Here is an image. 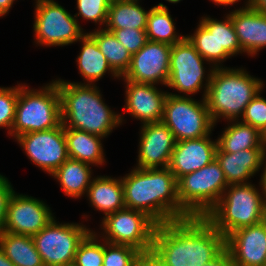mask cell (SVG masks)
Instances as JSON below:
<instances>
[{
	"instance_id": "7",
	"label": "cell",
	"mask_w": 266,
	"mask_h": 266,
	"mask_svg": "<svg viewBox=\"0 0 266 266\" xmlns=\"http://www.w3.org/2000/svg\"><path fill=\"white\" fill-rule=\"evenodd\" d=\"M227 187L223 170L215 158L205 167L177 180L180 206L192 217H205Z\"/></svg>"
},
{
	"instance_id": "3",
	"label": "cell",
	"mask_w": 266,
	"mask_h": 266,
	"mask_svg": "<svg viewBox=\"0 0 266 266\" xmlns=\"http://www.w3.org/2000/svg\"><path fill=\"white\" fill-rule=\"evenodd\" d=\"M55 82L60 93L64 127L104 138L123 122L124 117L104 103L95 84H78L61 79Z\"/></svg>"
},
{
	"instance_id": "48",
	"label": "cell",
	"mask_w": 266,
	"mask_h": 266,
	"mask_svg": "<svg viewBox=\"0 0 266 266\" xmlns=\"http://www.w3.org/2000/svg\"><path fill=\"white\" fill-rule=\"evenodd\" d=\"M166 1H168V2H170V3H178V2H180L181 0H166Z\"/></svg>"
},
{
	"instance_id": "27",
	"label": "cell",
	"mask_w": 266,
	"mask_h": 266,
	"mask_svg": "<svg viewBox=\"0 0 266 266\" xmlns=\"http://www.w3.org/2000/svg\"><path fill=\"white\" fill-rule=\"evenodd\" d=\"M0 248L15 266H44L32 236L3 232Z\"/></svg>"
},
{
	"instance_id": "25",
	"label": "cell",
	"mask_w": 266,
	"mask_h": 266,
	"mask_svg": "<svg viewBox=\"0 0 266 266\" xmlns=\"http://www.w3.org/2000/svg\"><path fill=\"white\" fill-rule=\"evenodd\" d=\"M149 12L139 0H111L104 29H146Z\"/></svg>"
},
{
	"instance_id": "2",
	"label": "cell",
	"mask_w": 266,
	"mask_h": 266,
	"mask_svg": "<svg viewBox=\"0 0 266 266\" xmlns=\"http://www.w3.org/2000/svg\"><path fill=\"white\" fill-rule=\"evenodd\" d=\"M121 180L125 207L145 213L157 225L191 217L180 206L177 180L168 167H135Z\"/></svg>"
},
{
	"instance_id": "9",
	"label": "cell",
	"mask_w": 266,
	"mask_h": 266,
	"mask_svg": "<svg viewBox=\"0 0 266 266\" xmlns=\"http://www.w3.org/2000/svg\"><path fill=\"white\" fill-rule=\"evenodd\" d=\"M91 231L84 225L60 224L53 218L32 238L44 266H72L79 244Z\"/></svg>"
},
{
	"instance_id": "1",
	"label": "cell",
	"mask_w": 266,
	"mask_h": 266,
	"mask_svg": "<svg viewBox=\"0 0 266 266\" xmlns=\"http://www.w3.org/2000/svg\"><path fill=\"white\" fill-rule=\"evenodd\" d=\"M225 249V237L205 217L156 226L152 252L167 266H203Z\"/></svg>"
},
{
	"instance_id": "42",
	"label": "cell",
	"mask_w": 266,
	"mask_h": 266,
	"mask_svg": "<svg viewBox=\"0 0 266 266\" xmlns=\"http://www.w3.org/2000/svg\"><path fill=\"white\" fill-rule=\"evenodd\" d=\"M246 6L261 14H266V0H248Z\"/></svg>"
},
{
	"instance_id": "46",
	"label": "cell",
	"mask_w": 266,
	"mask_h": 266,
	"mask_svg": "<svg viewBox=\"0 0 266 266\" xmlns=\"http://www.w3.org/2000/svg\"><path fill=\"white\" fill-rule=\"evenodd\" d=\"M261 134V145L266 154V126L260 131Z\"/></svg>"
},
{
	"instance_id": "44",
	"label": "cell",
	"mask_w": 266,
	"mask_h": 266,
	"mask_svg": "<svg viewBox=\"0 0 266 266\" xmlns=\"http://www.w3.org/2000/svg\"><path fill=\"white\" fill-rule=\"evenodd\" d=\"M15 0H0V17L6 15Z\"/></svg>"
},
{
	"instance_id": "8",
	"label": "cell",
	"mask_w": 266,
	"mask_h": 266,
	"mask_svg": "<svg viewBox=\"0 0 266 266\" xmlns=\"http://www.w3.org/2000/svg\"><path fill=\"white\" fill-rule=\"evenodd\" d=\"M161 121L170 129L176 142L211 135L215 126L205 98L199 102L175 93H168Z\"/></svg>"
},
{
	"instance_id": "31",
	"label": "cell",
	"mask_w": 266,
	"mask_h": 266,
	"mask_svg": "<svg viewBox=\"0 0 266 266\" xmlns=\"http://www.w3.org/2000/svg\"><path fill=\"white\" fill-rule=\"evenodd\" d=\"M193 35L185 37L205 61L217 68L216 19L202 17ZM211 62V63H210Z\"/></svg>"
},
{
	"instance_id": "5",
	"label": "cell",
	"mask_w": 266,
	"mask_h": 266,
	"mask_svg": "<svg viewBox=\"0 0 266 266\" xmlns=\"http://www.w3.org/2000/svg\"><path fill=\"white\" fill-rule=\"evenodd\" d=\"M258 188L247 184L229 185L205 218L225 238L235 230L266 219V207Z\"/></svg>"
},
{
	"instance_id": "41",
	"label": "cell",
	"mask_w": 266,
	"mask_h": 266,
	"mask_svg": "<svg viewBox=\"0 0 266 266\" xmlns=\"http://www.w3.org/2000/svg\"><path fill=\"white\" fill-rule=\"evenodd\" d=\"M138 266H167L152 251L142 254Z\"/></svg>"
},
{
	"instance_id": "35",
	"label": "cell",
	"mask_w": 266,
	"mask_h": 266,
	"mask_svg": "<svg viewBox=\"0 0 266 266\" xmlns=\"http://www.w3.org/2000/svg\"><path fill=\"white\" fill-rule=\"evenodd\" d=\"M19 84L13 87H0V128H7L11 136V128L15 119Z\"/></svg>"
},
{
	"instance_id": "12",
	"label": "cell",
	"mask_w": 266,
	"mask_h": 266,
	"mask_svg": "<svg viewBox=\"0 0 266 266\" xmlns=\"http://www.w3.org/2000/svg\"><path fill=\"white\" fill-rule=\"evenodd\" d=\"M204 60L186 37L181 42L173 44L169 61V80L166 86L187 96L205 88L203 94V98H205L214 67L211 66L210 73L207 74L206 78ZM204 79L205 84L203 83Z\"/></svg>"
},
{
	"instance_id": "28",
	"label": "cell",
	"mask_w": 266,
	"mask_h": 266,
	"mask_svg": "<svg viewBox=\"0 0 266 266\" xmlns=\"http://www.w3.org/2000/svg\"><path fill=\"white\" fill-rule=\"evenodd\" d=\"M217 139V146L226 153L262 148L260 131L242 121L232 120Z\"/></svg>"
},
{
	"instance_id": "40",
	"label": "cell",
	"mask_w": 266,
	"mask_h": 266,
	"mask_svg": "<svg viewBox=\"0 0 266 266\" xmlns=\"http://www.w3.org/2000/svg\"><path fill=\"white\" fill-rule=\"evenodd\" d=\"M203 266H235L230 253L225 248L215 259Z\"/></svg>"
},
{
	"instance_id": "13",
	"label": "cell",
	"mask_w": 266,
	"mask_h": 266,
	"mask_svg": "<svg viewBox=\"0 0 266 266\" xmlns=\"http://www.w3.org/2000/svg\"><path fill=\"white\" fill-rule=\"evenodd\" d=\"M15 139L28 158L50 175L69 158L62 123L54 129L29 132Z\"/></svg>"
},
{
	"instance_id": "14",
	"label": "cell",
	"mask_w": 266,
	"mask_h": 266,
	"mask_svg": "<svg viewBox=\"0 0 266 266\" xmlns=\"http://www.w3.org/2000/svg\"><path fill=\"white\" fill-rule=\"evenodd\" d=\"M171 48L169 44L148 40L132 55L130 66L122 79L135 83L167 85Z\"/></svg>"
},
{
	"instance_id": "23",
	"label": "cell",
	"mask_w": 266,
	"mask_h": 266,
	"mask_svg": "<svg viewBox=\"0 0 266 266\" xmlns=\"http://www.w3.org/2000/svg\"><path fill=\"white\" fill-rule=\"evenodd\" d=\"M64 134L69 158L91 166L102 165L105 162L101 136L66 127Z\"/></svg>"
},
{
	"instance_id": "39",
	"label": "cell",
	"mask_w": 266,
	"mask_h": 266,
	"mask_svg": "<svg viewBox=\"0 0 266 266\" xmlns=\"http://www.w3.org/2000/svg\"><path fill=\"white\" fill-rule=\"evenodd\" d=\"M14 190L8 178L0 174V235L5 230L8 201Z\"/></svg>"
},
{
	"instance_id": "34",
	"label": "cell",
	"mask_w": 266,
	"mask_h": 266,
	"mask_svg": "<svg viewBox=\"0 0 266 266\" xmlns=\"http://www.w3.org/2000/svg\"><path fill=\"white\" fill-rule=\"evenodd\" d=\"M104 242L103 266H138L142 253L128 245Z\"/></svg>"
},
{
	"instance_id": "29",
	"label": "cell",
	"mask_w": 266,
	"mask_h": 266,
	"mask_svg": "<svg viewBox=\"0 0 266 266\" xmlns=\"http://www.w3.org/2000/svg\"><path fill=\"white\" fill-rule=\"evenodd\" d=\"M88 34L96 41L112 70L121 78L130 66L131 53L106 29L99 28Z\"/></svg>"
},
{
	"instance_id": "30",
	"label": "cell",
	"mask_w": 266,
	"mask_h": 266,
	"mask_svg": "<svg viewBox=\"0 0 266 266\" xmlns=\"http://www.w3.org/2000/svg\"><path fill=\"white\" fill-rule=\"evenodd\" d=\"M173 21L167 6L163 3L152 7L148 14L146 26L148 40L169 44L171 46L181 42L185 36L176 34V27Z\"/></svg>"
},
{
	"instance_id": "26",
	"label": "cell",
	"mask_w": 266,
	"mask_h": 266,
	"mask_svg": "<svg viewBox=\"0 0 266 266\" xmlns=\"http://www.w3.org/2000/svg\"><path fill=\"white\" fill-rule=\"evenodd\" d=\"M92 169L89 164L68 158L51 175L60 182L65 195L79 198L87 193L92 181Z\"/></svg>"
},
{
	"instance_id": "19",
	"label": "cell",
	"mask_w": 266,
	"mask_h": 266,
	"mask_svg": "<svg viewBox=\"0 0 266 266\" xmlns=\"http://www.w3.org/2000/svg\"><path fill=\"white\" fill-rule=\"evenodd\" d=\"M216 149L217 140L212 141L210 135L178 141L171 154L168 168L178 180L208 165L215 159Z\"/></svg>"
},
{
	"instance_id": "24",
	"label": "cell",
	"mask_w": 266,
	"mask_h": 266,
	"mask_svg": "<svg viewBox=\"0 0 266 266\" xmlns=\"http://www.w3.org/2000/svg\"><path fill=\"white\" fill-rule=\"evenodd\" d=\"M79 41L82 42V47L76 61L80 74L88 83L78 84L93 85V82L101 79L107 71L111 72L114 78H120L112 70L96 41L88 33H85Z\"/></svg>"
},
{
	"instance_id": "38",
	"label": "cell",
	"mask_w": 266,
	"mask_h": 266,
	"mask_svg": "<svg viewBox=\"0 0 266 266\" xmlns=\"http://www.w3.org/2000/svg\"><path fill=\"white\" fill-rule=\"evenodd\" d=\"M131 53H137L148 41L146 29H106Z\"/></svg>"
},
{
	"instance_id": "6",
	"label": "cell",
	"mask_w": 266,
	"mask_h": 266,
	"mask_svg": "<svg viewBox=\"0 0 266 266\" xmlns=\"http://www.w3.org/2000/svg\"><path fill=\"white\" fill-rule=\"evenodd\" d=\"M20 85L11 136L58 127L62 121L57 83L53 80L39 90Z\"/></svg>"
},
{
	"instance_id": "16",
	"label": "cell",
	"mask_w": 266,
	"mask_h": 266,
	"mask_svg": "<svg viewBox=\"0 0 266 266\" xmlns=\"http://www.w3.org/2000/svg\"><path fill=\"white\" fill-rule=\"evenodd\" d=\"M225 248L235 266H266V219L230 233Z\"/></svg>"
},
{
	"instance_id": "11",
	"label": "cell",
	"mask_w": 266,
	"mask_h": 266,
	"mask_svg": "<svg viewBox=\"0 0 266 266\" xmlns=\"http://www.w3.org/2000/svg\"><path fill=\"white\" fill-rule=\"evenodd\" d=\"M35 3L33 28L37 44L65 46L79 41L85 34L78 20L54 0Z\"/></svg>"
},
{
	"instance_id": "15",
	"label": "cell",
	"mask_w": 266,
	"mask_h": 266,
	"mask_svg": "<svg viewBox=\"0 0 266 266\" xmlns=\"http://www.w3.org/2000/svg\"><path fill=\"white\" fill-rule=\"evenodd\" d=\"M55 218L50 207L37 198L17 194L8 201L5 232L33 236Z\"/></svg>"
},
{
	"instance_id": "36",
	"label": "cell",
	"mask_w": 266,
	"mask_h": 266,
	"mask_svg": "<svg viewBox=\"0 0 266 266\" xmlns=\"http://www.w3.org/2000/svg\"><path fill=\"white\" fill-rule=\"evenodd\" d=\"M111 0H77L78 13L74 17L81 16L84 20H91L99 26L106 24L107 13Z\"/></svg>"
},
{
	"instance_id": "37",
	"label": "cell",
	"mask_w": 266,
	"mask_h": 266,
	"mask_svg": "<svg viewBox=\"0 0 266 266\" xmlns=\"http://www.w3.org/2000/svg\"><path fill=\"white\" fill-rule=\"evenodd\" d=\"M261 91L245 107L241 116L242 122L261 131L266 126V99L261 97Z\"/></svg>"
},
{
	"instance_id": "17",
	"label": "cell",
	"mask_w": 266,
	"mask_h": 266,
	"mask_svg": "<svg viewBox=\"0 0 266 266\" xmlns=\"http://www.w3.org/2000/svg\"><path fill=\"white\" fill-rule=\"evenodd\" d=\"M137 168L168 167L176 140L170 129L162 122L141 126Z\"/></svg>"
},
{
	"instance_id": "22",
	"label": "cell",
	"mask_w": 266,
	"mask_h": 266,
	"mask_svg": "<svg viewBox=\"0 0 266 266\" xmlns=\"http://www.w3.org/2000/svg\"><path fill=\"white\" fill-rule=\"evenodd\" d=\"M86 194L95 209L104 211V217L125 208L121 178L115 179L108 176L93 178Z\"/></svg>"
},
{
	"instance_id": "21",
	"label": "cell",
	"mask_w": 266,
	"mask_h": 266,
	"mask_svg": "<svg viewBox=\"0 0 266 266\" xmlns=\"http://www.w3.org/2000/svg\"><path fill=\"white\" fill-rule=\"evenodd\" d=\"M231 20L243 52L253 57L266 48V14L245 6L232 11Z\"/></svg>"
},
{
	"instance_id": "43",
	"label": "cell",
	"mask_w": 266,
	"mask_h": 266,
	"mask_svg": "<svg viewBox=\"0 0 266 266\" xmlns=\"http://www.w3.org/2000/svg\"><path fill=\"white\" fill-rule=\"evenodd\" d=\"M263 169V173L261 175V178H260V187L262 190V197H263V202H264V206L266 207V161H265V164H264V167L262 168Z\"/></svg>"
},
{
	"instance_id": "45",
	"label": "cell",
	"mask_w": 266,
	"mask_h": 266,
	"mask_svg": "<svg viewBox=\"0 0 266 266\" xmlns=\"http://www.w3.org/2000/svg\"><path fill=\"white\" fill-rule=\"evenodd\" d=\"M0 266H15L6 256L4 251L0 248Z\"/></svg>"
},
{
	"instance_id": "18",
	"label": "cell",
	"mask_w": 266,
	"mask_h": 266,
	"mask_svg": "<svg viewBox=\"0 0 266 266\" xmlns=\"http://www.w3.org/2000/svg\"><path fill=\"white\" fill-rule=\"evenodd\" d=\"M126 83L125 111L142 124L160 122L163 117L164 103L169 92L158 90L153 84Z\"/></svg>"
},
{
	"instance_id": "47",
	"label": "cell",
	"mask_w": 266,
	"mask_h": 266,
	"mask_svg": "<svg viewBox=\"0 0 266 266\" xmlns=\"http://www.w3.org/2000/svg\"><path fill=\"white\" fill-rule=\"evenodd\" d=\"M212 2H214L216 5H232L236 2H238L239 0H211Z\"/></svg>"
},
{
	"instance_id": "33",
	"label": "cell",
	"mask_w": 266,
	"mask_h": 266,
	"mask_svg": "<svg viewBox=\"0 0 266 266\" xmlns=\"http://www.w3.org/2000/svg\"><path fill=\"white\" fill-rule=\"evenodd\" d=\"M93 232L79 244L72 266H103L104 243L99 242L97 233Z\"/></svg>"
},
{
	"instance_id": "4",
	"label": "cell",
	"mask_w": 266,
	"mask_h": 266,
	"mask_svg": "<svg viewBox=\"0 0 266 266\" xmlns=\"http://www.w3.org/2000/svg\"><path fill=\"white\" fill-rule=\"evenodd\" d=\"M263 81L242 68H214L205 96L207 108L216 125L217 120H241L245 107L263 90Z\"/></svg>"
},
{
	"instance_id": "10",
	"label": "cell",
	"mask_w": 266,
	"mask_h": 266,
	"mask_svg": "<svg viewBox=\"0 0 266 266\" xmlns=\"http://www.w3.org/2000/svg\"><path fill=\"white\" fill-rule=\"evenodd\" d=\"M101 225L106 242L132 246L142 254L152 251L157 224L145 213L125 207L103 217Z\"/></svg>"
},
{
	"instance_id": "20",
	"label": "cell",
	"mask_w": 266,
	"mask_h": 266,
	"mask_svg": "<svg viewBox=\"0 0 266 266\" xmlns=\"http://www.w3.org/2000/svg\"><path fill=\"white\" fill-rule=\"evenodd\" d=\"M215 158L219 162L229 186L249 183L247 180L251 179L265 164L266 154L263 148L226 153L217 146Z\"/></svg>"
},
{
	"instance_id": "32",
	"label": "cell",
	"mask_w": 266,
	"mask_h": 266,
	"mask_svg": "<svg viewBox=\"0 0 266 266\" xmlns=\"http://www.w3.org/2000/svg\"><path fill=\"white\" fill-rule=\"evenodd\" d=\"M216 40L217 68H220V63L227 58L243 53L231 20V12L227 14L224 21L216 19Z\"/></svg>"
}]
</instances>
